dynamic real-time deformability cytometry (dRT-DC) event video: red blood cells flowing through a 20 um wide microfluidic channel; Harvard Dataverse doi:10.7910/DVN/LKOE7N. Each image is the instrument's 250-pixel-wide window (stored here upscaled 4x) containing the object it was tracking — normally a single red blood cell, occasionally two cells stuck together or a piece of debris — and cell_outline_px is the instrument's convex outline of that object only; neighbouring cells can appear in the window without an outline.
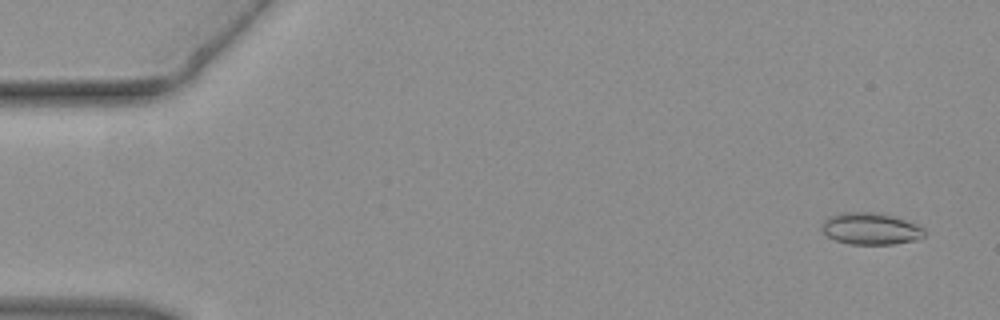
{"species": "common noctule bat (a hibernating species)", "species_latin": "Nyctalus noctula", "temperature_condition": "warm", "stored_images_in_passage": 47, "camera_frame_rate_fps": 3000, "um_per_image_px": 0.085, "animal": {"sex": "female", "body_mass_g": 19.3, "forearm_length_mm": 54.1}, "frame": {"image": 1, "passage_image": 3, "time_ms": 0.667, "image_size_px": [1000, 320], "cell_outline_px": [[924, 236], [912, 240], [896, 244], [848, 244], [836, 240], [828, 236], [820, 228], [824, 220], [828, 216], [844, 212], [876, 212], [892, 216], [916, 224], [924, 228]], "centroid_in_image_um": [73.97, 19.43], "position_along_channel_um": 11.0, "area_um2": 18.9}}
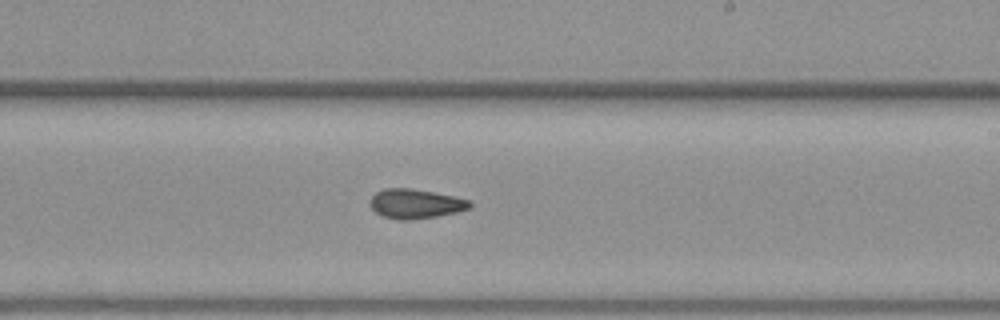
{"frame": {"image": 2, "passage_image": 28, "time_ms": 9.0, "image_size_px": [1000, 320], "cell_outline_px": [[472, 208], [456, 212], [436, 216], [412, 220], [396, 220], [384, 216], [376, 212], [368, 204], [372, 196], [376, 192], [384, 188], [408, 188], [432, 192], [452, 196], [468, 200], [472, 204]], "centroid_in_image_um": [35.29, 17.33], "position_along_channel_um": 253.7, "area_um2": 17.05}}
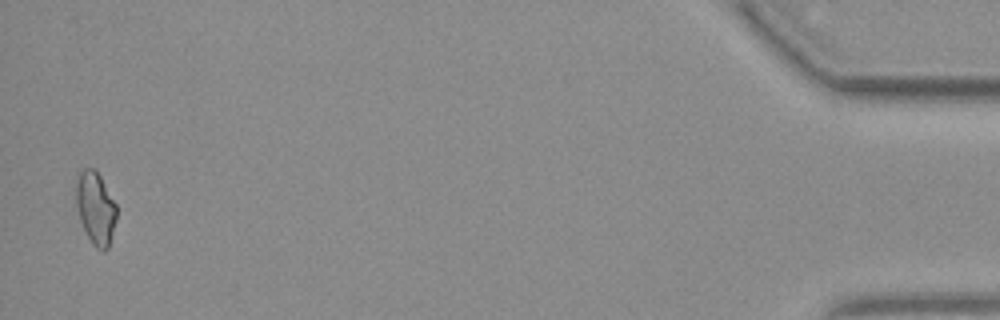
{"frame": {"image": 3, "passage_image": 46, "time_ms": 15.0, "image_size_px": [1000, 320], "cell_outline_px": [[116, 220], [108, 248], [104, 252], [100, 252], [92, 244], [80, 220], [76, 204], [76, 180], [80, 172], [84, 168], [92, 168], [100, 176], [116, 204]], "centroid_in_image_um": [8.12, 17.71], "position_along_channel_um": 427.1, "area_um2": 16.99}}